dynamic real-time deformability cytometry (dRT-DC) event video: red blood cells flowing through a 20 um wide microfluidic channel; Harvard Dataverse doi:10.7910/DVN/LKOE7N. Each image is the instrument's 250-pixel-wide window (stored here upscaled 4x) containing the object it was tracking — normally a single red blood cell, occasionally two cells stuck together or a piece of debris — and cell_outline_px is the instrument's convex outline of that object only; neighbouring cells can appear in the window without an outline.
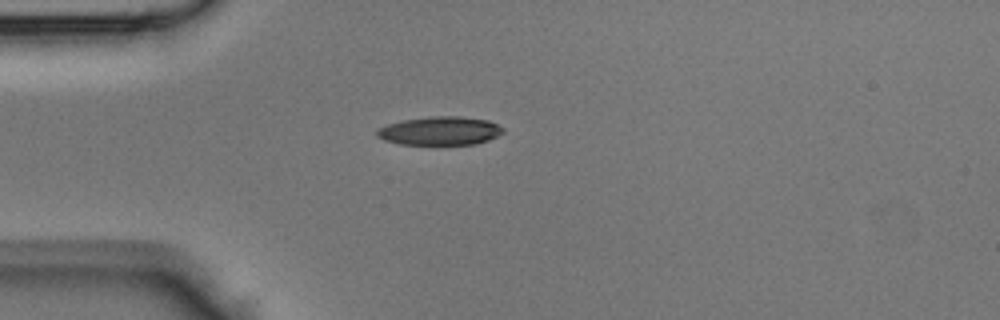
{"species": "Egyptian fruit bat (a non-hibernating species)", "species_latin": "Rousettus aegyptiacus", "temperature_condition": "room temperature", "stored_images_in_passage": 34, "camera_frame_rate_fps": 3000, "um_per_image_px": 0.085, "animal": {"sex": "male"}, "frame": {"image": 1, "passage_image": 1, "time_ms": 0.0, "image_size_px": [1000, 320], "cell_outline_px": [[504, 132], [488, 140], [476, 144], [400, 144], [384, 140], [376, 136], [376, 132], [380, 128], [388, 124], [404, 120], [428, 116], [460, 116], [488, 120], [504, 128]], "centroid_in_image_um": [37.41, 11.12], "position_along_channel_um": 47.6, "area_um2": 20.87}}
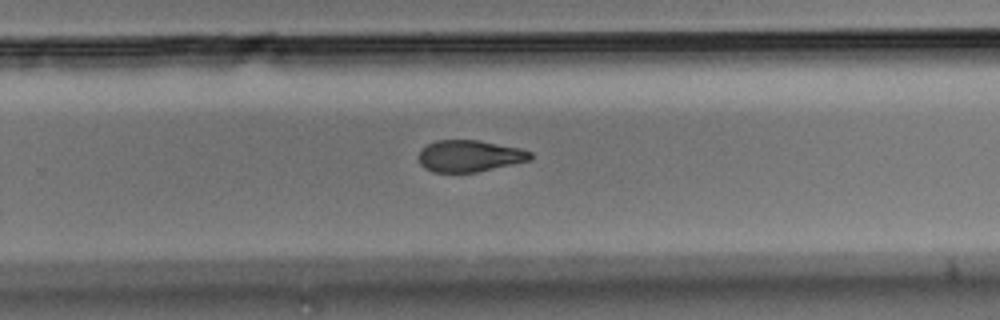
{"frame": {"image": 2, "passage_image": 18, "time_ms": 5.667, "image_size_px": [1000, 320], "cell_outline_px": [[532, 156], [528, 160], [512, 164], [476, 172], [432, 172], [424, 168], [420, 164], [420, 148], [436, 140], [476, 140], [520, 148], [532, 152]], "centroid_in_image_um": [39.87, 13.25], "position_along_channel_um": 289.9, "area_um2": 20.4}}
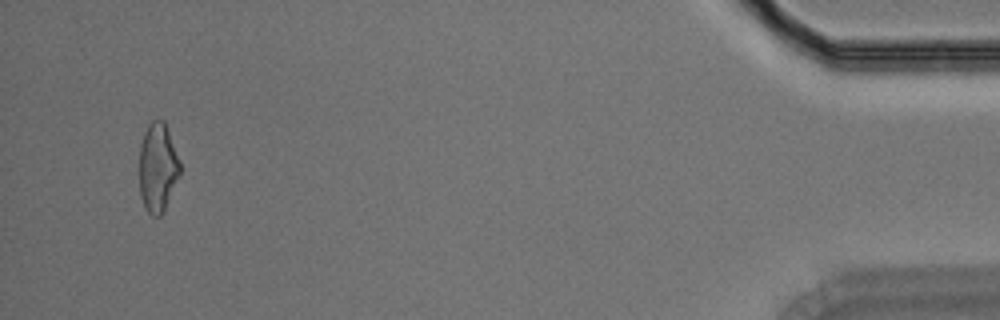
{"frame": {"image": 3, "passage_image": 32, "time_ms": 10.333, "image_size_px": [1000, 320], "cell_outline_px": [[180, 176], [164, 212], [160, 216], [152, 216], [144, 208], [140, 196], [140, 144], [144, 132], [148, 124], [152, 120], [164, 120], [168, 128], [180, 160]], "centroid_in_image_um": [13.42, 14.25], "position_along_channel_um": 421.8, "area_um2": 21.5}}